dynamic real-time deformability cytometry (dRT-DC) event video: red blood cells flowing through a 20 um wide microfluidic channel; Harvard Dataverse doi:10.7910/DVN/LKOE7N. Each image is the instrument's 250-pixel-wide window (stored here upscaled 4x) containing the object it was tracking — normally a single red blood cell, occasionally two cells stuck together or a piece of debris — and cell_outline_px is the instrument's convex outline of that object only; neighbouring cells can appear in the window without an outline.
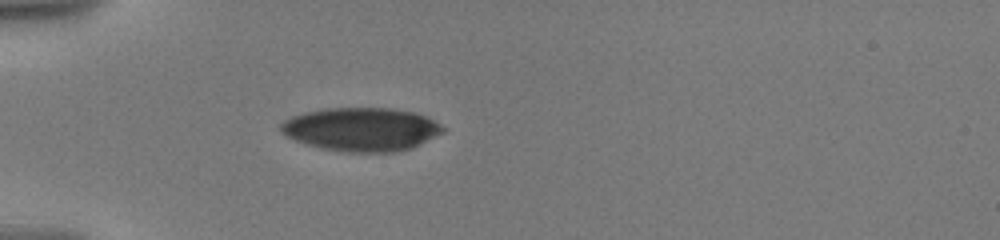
{"species": "human", "species_latin": "Homo sapiens", "temperature_condition": "warm", "stored_images_in_passage": 4, "camera_frame_rate_fps": 3000, "um_per_image_px": 0.085, "donor": {"sex": "male"}, "frame": {"image": 1, "passage_image": 1, "time_ms": 0.0, "image_size_px": [1000, 240], "cell_outline_px": [[444, 132], [412, 148], [396, 152], [348, 152], [320, 148], [296, 140], [288, 136], [280, 128], [280, 124], [284, 120], [292, 116], [304, 112], [324, 108], [392, 108], [412, 112], [428, 116], [440, 124], [444, 128]], "centroid_in_image_um": [30.75, 10.98], "position_along_channel_um": 54.3, "area_um2": 41.04}}
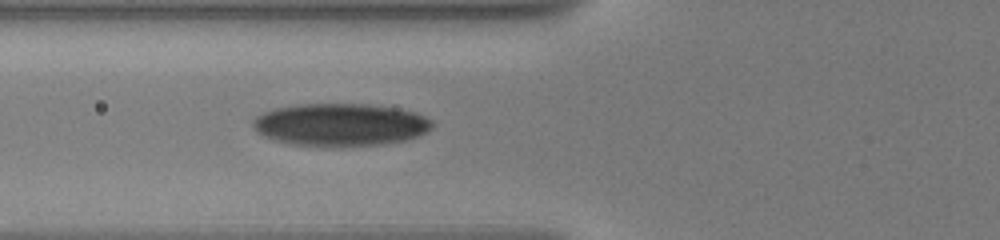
{"frame": {"image": 2, "passage_image": 4, "time_ms": 1.667, "image_size_px": [1000, 240], "cell_outline_px": [[432, 128], [428, 132], [404, 140], [380, 144], [292, 144], [276, 140], [264, 136], [256, 132], [252, 124], [252, 120], [256, 116], [264, 112], [276, 108], [300, 104], [368, 104], [400, 108], [416, 112], [432, 120]], "centroid_in_image_um": [28.95, 10.56], "position_along_channel_um": 96.9, "area_um2": 43.7}}